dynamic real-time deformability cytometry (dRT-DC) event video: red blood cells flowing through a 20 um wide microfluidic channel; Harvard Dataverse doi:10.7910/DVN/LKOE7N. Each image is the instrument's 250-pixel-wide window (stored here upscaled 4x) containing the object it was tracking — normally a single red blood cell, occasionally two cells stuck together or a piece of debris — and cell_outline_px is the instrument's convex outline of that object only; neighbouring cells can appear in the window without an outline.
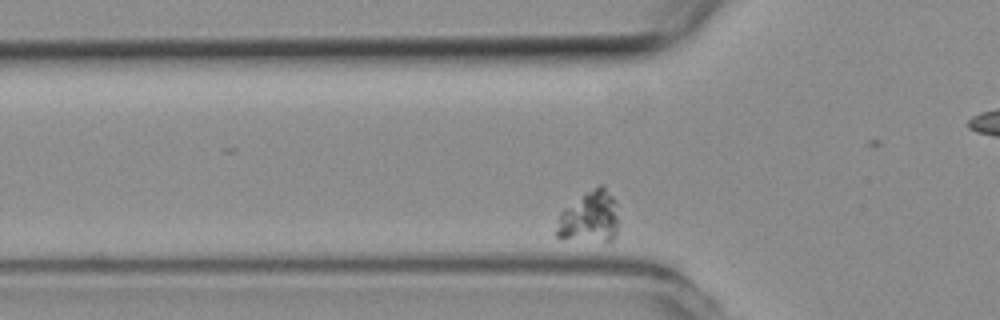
{"species": "common noctule bat (a hibernating species)", "species_latin": "Nyctalus noctula", "temperature_condition": "room temperature", "stored_images_in_passage": 43, "camera_frame_rate_fps": 3000, "um_per_image_px": 0.085, "animal": {"sex": "female", "body_mass_g": 19.3, "forearm_length_mm": 54.1}, "frame": {"image": 1, "passage_image": 11, "time_ms": 3.333, "image_size_px": [1000, 320], "cell_outline_px": [[616, 232], [612, 240], [608, 244], [560, 240], [556, 236], [556, 228], [560, 212], [564, 208], [584, 192], [600, 184], [604, 184], [616, 200]], "centroid_in_image_um": [50.08, 18.5], "position_along_channel_um": 75.7, "area_um2": 19.59}}
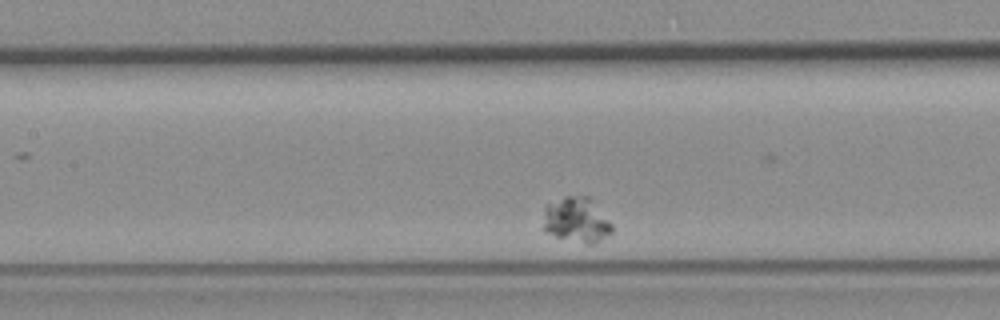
{"frame": {"image": 2, "passage_image": 19, "time_ms": 6.0, "image_size_px": [1000, 320], "cell_outline_px": [[612, 232], [592, 244], [588, 244], [556, 236], [548, 232], [544, 228], [544, 208], [548, 204], [564, 196], [592, 196], [612, 224]], "centroid_in_image_um": [49.04, 18.65], "position_along_channel_um": 158.4, "area_um2": 18.03}}
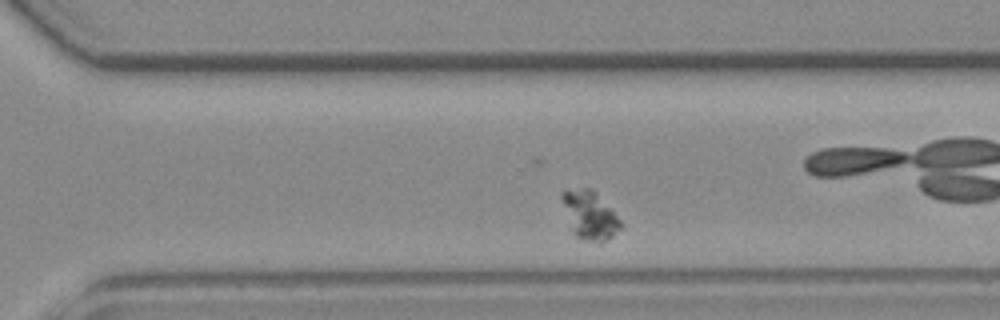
{"frame": {"image": 3, "passage_image": 34, "time_ms": 11.0, "image_size_px": [1000, 320], "cell_outline_px": [[624, 224], [608, 240], [600, 244], [584, 240], [576, 236], [572, 232], [560, 196], [560, 192], [584, 188], [592, 188], [612, 208]], "centroid_in_image_um": [50.16, 18.31], "position_along_channel_um": 320.4, "area_um2": 16.7}}